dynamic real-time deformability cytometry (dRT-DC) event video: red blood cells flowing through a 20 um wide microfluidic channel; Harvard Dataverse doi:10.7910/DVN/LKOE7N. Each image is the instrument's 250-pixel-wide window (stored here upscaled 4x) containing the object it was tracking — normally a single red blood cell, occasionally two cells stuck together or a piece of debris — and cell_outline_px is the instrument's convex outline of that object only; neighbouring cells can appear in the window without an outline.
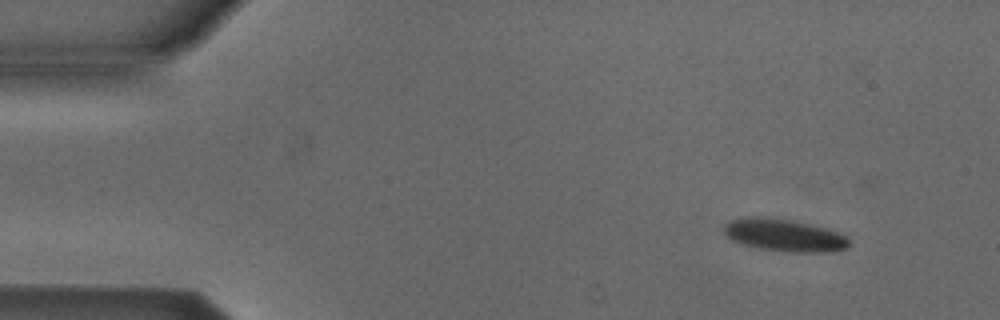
{"species": "Egyptian fruit bat (a non-hibernating species)", "species_latin": "Rousettus aegyptiacus", "temperature_condition": "cold", "stored_images_in_passage": 16, "camera_frame_rate_fps": 3000, "um_per_image_px": 0.085, "animal": {"sex": "male"}, "frame": {"image": 1, "passage_image": 2, "time_ms": 0.333, "image_size_px": [1000, 320], "cell_outline_px": [[848, 248], [832, 252], [780, 252], [756, 248], [732, 240], [724, 232], [724, 224], [732, 220], [792, 220], [824, 228], [836, 232], [844, 236], [848, 240]], "centroid_in_image_um": [66.73, 20.07], "position_along_channel_um": 18.3, "area_um2": 22.54}}
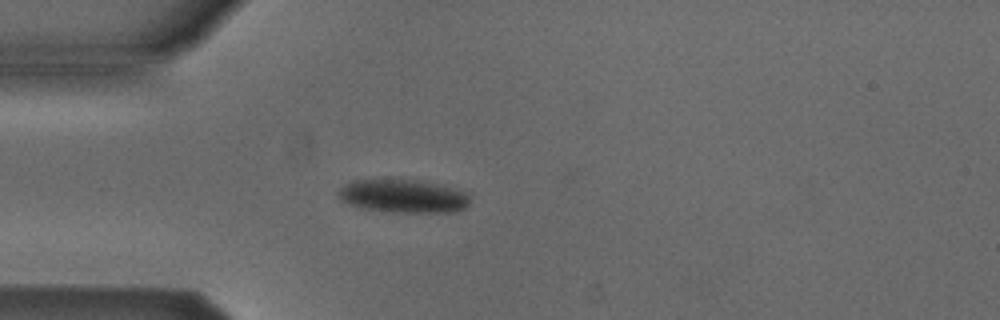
{"frame": {"image": 2, "passage_image": 11, "time_ms": 3.333, "image_size_px": [1000, 320], "cell_outline_px": [[468, 204], [464, 208], [456, 212], [392, 212], [360, 208], [348, 204], [340, 200], [336, 192], [340, 188], [352, 180], [412, 180], [436, 184], [468, 192]], "centroid_in_image_um": [34.23, 16.68], "position_along_channel_um": 50.8, "area_um2": 25.37}}